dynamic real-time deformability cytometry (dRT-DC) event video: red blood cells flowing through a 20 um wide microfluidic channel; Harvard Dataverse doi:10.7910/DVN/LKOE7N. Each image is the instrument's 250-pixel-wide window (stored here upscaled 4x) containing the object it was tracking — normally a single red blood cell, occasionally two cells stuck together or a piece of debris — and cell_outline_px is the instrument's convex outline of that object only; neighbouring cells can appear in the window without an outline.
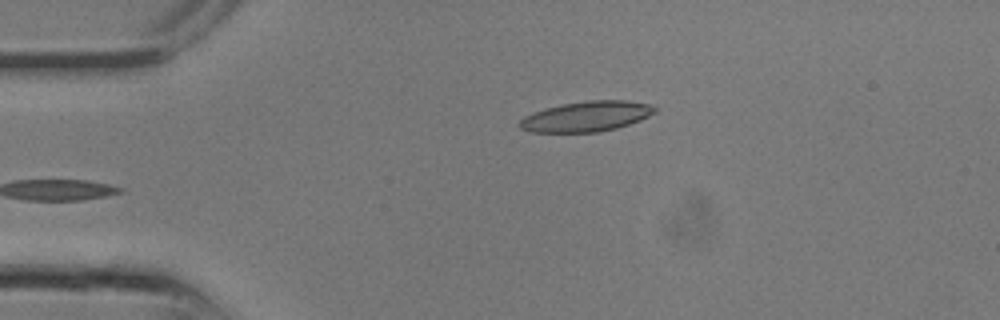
{"species": "common noctule bat (a hibernating species)", "species_latin": "Nyctalus noctula", "temperature_condition": "room temperature", "stored_images_in_passage": 7, "camera_frame_rate_fps": 3000, "um_per_image_px": 0.085, "animal": {"sex": "male", "body_mass_g": 13.3}, "frame": {"image": 1, "passage_image": 7, "time_ms": 2.0, "image_size_px": [1000, 320], "cell_outline_px": [[660, 108], [656, 112], [640, 120], [616, 128], [596, 132], [528, 132], [520, 128], [516, 124], [524, 116], [532, 112], [564, 104], [588, 100], [628, 100], [656, 104]], "centroid_in_image_um": [49.89, 9.88], "position_along_channel_um": 35.1, "area_um2": 24.1}}